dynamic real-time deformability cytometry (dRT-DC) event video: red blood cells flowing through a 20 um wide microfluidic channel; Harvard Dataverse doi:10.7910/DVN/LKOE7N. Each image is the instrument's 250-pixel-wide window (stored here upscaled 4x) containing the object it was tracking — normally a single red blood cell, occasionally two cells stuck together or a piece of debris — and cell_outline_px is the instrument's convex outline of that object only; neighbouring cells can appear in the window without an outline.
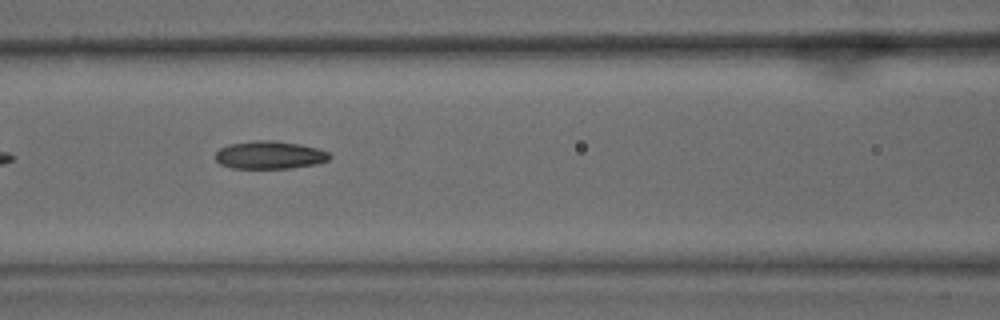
{"species": "common noctule bat (a hibernating species)", "species_latin": "Nyctalus noctula", "temperature_condition": "warm", "stored_images_in_passage": 16, "camera_frame_rate_fps": 3000, "um_per_image_px": 0.085, "animal": {"sex": "male", "body_mass_g": 15.6}, "frame": {"image": 1, "passage_image": 7, "time_ms": 2.0, "image_size_px": [1000, 320], "cell_outline_px": [[332, 156], [328, 160], [316, 164], [288, 168], [232, 168], [220, 164], [216, 160], [216, 152], [220, 148], [228, 144], [252, 140], [276, 140], [300, 144], [320, 148], [328, 152]], "centroid_in_image_um": [22.93, 13.16], "position_along_channel_um": 143.7, "area_um2": 18.73}}